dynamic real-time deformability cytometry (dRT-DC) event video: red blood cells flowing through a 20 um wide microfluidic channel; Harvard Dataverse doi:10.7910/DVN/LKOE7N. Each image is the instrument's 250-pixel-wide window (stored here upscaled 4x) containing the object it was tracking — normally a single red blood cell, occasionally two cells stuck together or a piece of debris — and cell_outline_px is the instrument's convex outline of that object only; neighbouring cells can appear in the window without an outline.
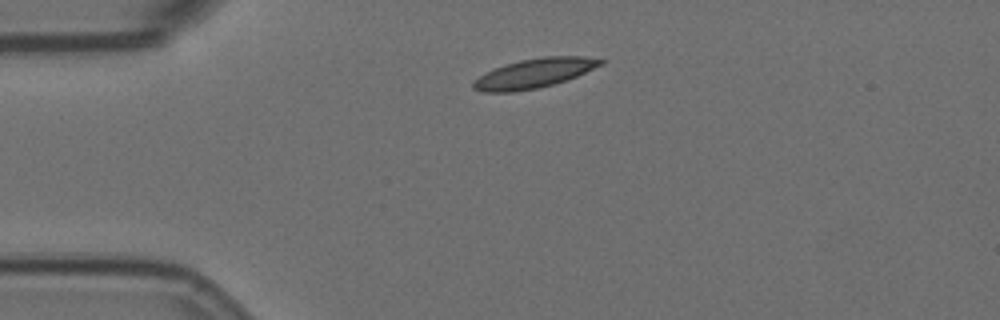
{"species": "Egyptian fruit bat (a non-hibernating species)", "species_latin": "Rousettus aegyptiacus", "temperature_condition": "room temperature", "stored_images_in_passage": 2, "camera_frame_rate_fps": 3000, "um_per_image_px": 0.085, "animal": {"sex": "female"}, "frame": {"image": 1, "passage_image": 1, "time_ms": 0.0, "image_size_px": [1000, 320], "cell_outline_px": [[608, 60], [604, 64], [568, 80], [540, 88], [512, 92], [480, 92], [472, 88], [472, 80], [496, 68], [520, 60], [544, 56], [584, 56]], "centroid_in_image_um": [45.46, 6.23], "position_along_channel_um": 39.5, "area_um2": 21.96}}